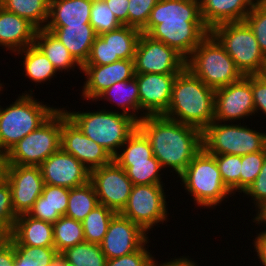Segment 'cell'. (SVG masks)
<instances>
[{
	"label": "cell",
	"instance_id": "60d3db41",
	"mask_svg": "<svg viewBox=\"0 0 266 266\" xmlns=\"http://www.w3.org/2000/svg\"><path fill=\"white\" fill-rule=\"evenodd\" d=\"M266 150L241 156L240 193H244L259 175Z\"/></svg>",
	"mask_w": 266,
	"mask_h": 266
},
{
	"label": "cell",
	"instance_id": "ac0fdd59",
	"mask_svg": "<svg viewBox=\"0 0 266 266\" xmlns=\"http://www.w3.org/2000/svg\"><path fill=\"white\" fill-rule=\"evenodd\" d=\"M45 184L72 189L90 181V171L61 148L39 165Z\"/></svg>",
	"mask_w": 266,
	"mask_h": 266
},
{
	"label": "cell",
	"instance_id": "603a6c76",
	"mask_svg": "<svg viewBox=\"0 0 266 266\" xmlns=\"http://www.w3.org/2000/svg\"><path fill=\"white\" fill-rule=\"evenodd\" d=\"M8 237L14 245L54 247L53 223L22 214L16 218Z\"/></svg>",
	"mask_w": 266,
	"mask_h": 266
},
{
	"label": "cell",
	"instance_id": "277c9868",
	"mask_svg": "<svg viewBox=\"0 0 266 266\" xmlns=\"http://www.w3.org/2000/svg\"><path fill=\"white\" fill-rule=\"evenodd\" d=\"M66 116L82 131V133L102 146L112 157H114L128 139L137 129L138 122L131 116L119 111L107 110L97 111H68L62 108Z\"/></svg>",
	"mask_w": 266,
	"mask_h": 266
},
{
	"label": "cell",
	"instance_id": "d6a6232c",
	"mask_svg": "<svg viewBox=\"0 0 266 266\" xmlns=\"http://www.w3.org/2000/svg\"><path fill=\"white\" fill-rule=\"evenodd\" d=\"M97 205L99 200L93 184L89 181L82 186L70 189L65 216L82 222Z\"/></svg>",
	"mask_w": 266,
	"mask_h": 266
},
{
	"label": "cell",
	"instance_id": "7bdbcfd3",
	"mask_svg": "<svg viewBox=\"0 0 266 266\" xmlns=\"http://www.w3.org/2000/svg\"><path fill=\"white\" fill-rule=\"evenodd\" d=\"M159 0H129L128 26L142 30L150 17L151 10Z\"/></svg>",
	"mask_w": 266,
	"mask_h": 266
},
{
	"label": "cell",
	"instance_id": "b9f144b4",
	"mask_svg": "<svg viewBox=\"0 0 266 266\" xmlns=\"http://www.w3.org/2000/svg\"><path fill=\"white\" fill-rule=\"evenodd\" d=\"M18 216L13 210L8 182L0 186V236H8Z\"/></svg>",
	"mask_w": 266,
	"mask_h": 266
},
{
	"label": "cell",
	"instance_id": "7c38bea8",
	"mask_svg": "<svg viewBox=\"0 0 266 266\" xmlns=\"http://www.w3.org/2000/svg\"><path fill=\"white\" fill-rule=\"evenodd\" d=\"M135 73L178 74L186 68V59L165 43L141 33L134 55Z\"/></svg>",
	"mask_w": 266,
	"mask_h": 266
},
{
	"label": "cell",
	"instance_id": "44dd1931",
	"mask_svg": "<svg viewBox=\"0 0 266 266\" xmlns=\"http://www.w3.org/2000/svg\"><path fill=\"white\" fill-rule=\"evenodd\" d=\"M37 28L27 19L0 9V47L15 54L33 45Z\"/></svg>",
	"mask_w": 266,
	"mask_h": 266
},
{
	"label": "cell",
	"instance_id": "8fae6325",
	"mask_svg": "<svg viewBox=\"0 0 266 266\" xmlns=\"http://www.w3.org/2000/svg\"><path fill=\"white\" fill-rule=\"evenodd\" d=\"M165 185H133L121 215L139 225L146 233L169 222ZM165 221V222H164Z\"/></svg>",
	"mask_w": 266,
	"mask_h": 266
},
{
	"label": "cell",
	"instance_id": "681fc988",
	"mask_svg": "<svg viewBox=\"0 0 266 266\" xmlns=\"http://www.w3.org/2000/svg\"><path fill=\"white\" fill-rule=\"evenodd\" d=\"M15 245L8 236H0V266H14Z\"/></svg>",
	"mask_w": 266,
	"mask_h": 266
},
{
	"label": "cell",
	"instance_id": "bcb514c9",
	"mask_svg": "<svg viewBox=\"0 0 266 266\" xmlns=\"http://www.w3.org/2000/svg\"><path fill=\"white\" fill-rule=\"evenodd\" d=\"M243 194V197L247 195V198H251V203L255 205L252 206L255 208L266 202V156L259 175Z\"/></svg>",
	"mask_w": 266,
	"mask_h": 266
},
{
	"label": "cell",
	"instance_id": "ee69618b",
	"mask_svg": "<svg viewBox=\"0 0 266 266\" xmlns=\"http://www.w3.org/2000/svg\"><path fill=\"white\" fill-rule=\"evenodd\" d=\"M150 239L137 251L113 258L107 259L105 266H154L155 256L148 249Z\"/></svg>",
	"mask_w": 266,
	"mask_h": 266
},
{
	"label": "cell",
	"instance_id": "7dc6e473",
	"mask_svg": "<svg viewBox=\"0 0 266 266\" xmlns=\"http://www.w3.org/2000/svg\"><path fill=\"white\" fill-rule=\"evenodd\" d=\"M111 64V50L109 44L100 36L94 40L89 57L84 65H107Z\"/></svg>",
	"mask_w": 266,
	"mask_h": 266
},
{
	"label": "cell",
	"instance_id": "f5cc1de1",
	"mask_svg": "<svg viewBox=\"0 0 266 266\" xmlns=\"http://www.w3.org/2000/svg\"><path fill=\"white\" fill-rule=\"evenodd\" d=\"M157 262L156 257L154 261V266H199L198 262L193 260V258L186 256H178L177 258L166 260L165 262Z\"/></svg>",
	"mask_w": 266,
	"mask_h": 266
},
{
	"label": "cell",
	"instance_id": "f546056e",
	"mask_svg": "<svg viewBox=\"0 0 266 266\" xmlns=\"http://www.w3.org/2000/svg\"><path fill=\"white\" fill-rule=\"evenodd\" d=\"M141 30L127 25L105 32L99 36L109 44L111 50V63L120 59H134L136 46Z\"/></svg>",
	"mask_w": 266,
	"mask_h": 266
},
{
	"label": "cell",
	"instance_id": "4316f807",
	"mask_svg": "<svg viewBox=\"0 0 266 266\" xmlns=\"http://www.w3.org/2000/svg\"><path fill=\"white\" fill-rule=\"evenodd\" d=\"M100 100L108 101L111 105L115 103L113 106H118L121 113L140 121L139 86L135 77L111 85L94 100L95 104Z\"/></svg>",
	"mask_w": 266,
	"mask_h": 266
},
{
	"label": "cell",
	"instance_id": "f35d334b",
	"mask_svg": "<svg viewBox=\"0 0 266 266\" xmlns=\"http://www.w3.org/2000/svg\"><path fill=\"white\" fill-rule=\"evenodd\" d=\"M90 24L98 36L122 26L104 0L92 1Z\"/></svg>",
	"mask_w": 266,
	"mask_h": 266
},
{
	"label": "cell",
	"instance_id": "11a10c76",
	"mask_svg": "<svg viewBox=\"0 0 266 266\" xmlns=\"http://www.w3.org/2000/svg\"><path fill=\"white\" fill-rule=\"evenodd\" d=\"M255 214H253L254 218L251 220L255 223L254 225L262 226L264 227L263 231H266V202L261 203L259 206L255 208Z\"/></svg>",
	"mask_w": 266,
	"mask_h": 266
},
{
	"label": "cell",
	"instance_id": "6f0895ef",
	"mask_svg": "<svg viewBox=\"0 0 266 266\" xmlns=\"http://www.w3.org/2000/svg\"><path fill=\"white\" fill-rule=\"evenodd\" d=\"M50 266H74V265L67 262L66 258L61 253H58Z\"/></svg>",
	"mask_w": 266,
	"mask_h": 266
},
{
	"label": "cell",
	"instance_id": "816d5d0a",
	"mask_svg": "<svg viewBox=\"0 0 266 266\" xmlns=\"http://www.w3.org/2000/svg\"><path fill=\"white\" fill-rule=\"evenodd\" d=\"M255 238H253L254 242L252 244L254 245V251L257 255L258 261L261 266H266V231H259V233L256 232Z\"/></svg>",
	"mask_w": 266,
	"mask_h": 266
},
{
	"label": "cell",
	"instance_id": "3957f363",
	"mask_svg": "<svg viewBox=\"0 0 266 266\" xmlns=\"http://www.w3.org/2000/svg\"><path fill=\"white\" fill-rule=\"evenodd\" d=\"M165 117L203 131L214 121L215 90L187 68L178 73Z\"/></svg>",
	"mask_w": 266,
	"mask_h": 266
},
{
	"label": "cell",
	"instance_id": "8d00e7d4",
	"mask_svg": "<svg viewBox=\"0 0 266 266\" xmlns=\"http://www.w3.org/2000/svg\"><path fill=\"white\" fill-rule=\"evenodd\" d=\"M74 266H105L106 256L100 244L83 242L61 253Z\"/></svg>",
	"mask_w": 266,
	"mask_h": 266
},
{
	"label": "cell",
	"instance_id": "30bf717a",
	"mask_svg": "<svg viewBox=\"0 0 266 266\" xmlns=\"http://www.w3.org/2000/svg\"><path fill=\"white\" fill-rule=\"evenodd\" d=\"M62 108L38 129L20 140L7 154L10 165L39 166L61 148Z\"/></svg>",
	"mask_w": 266,
	"mask_h": 266
},
{
	"label": "cell",
	"instance_id": "680465c9",
	"mask_svg": "<svg viewBox=\"0 0 266 266\" xmlns=\"http://www.w3.org/2000/svg\"><path fill=\"white\" fill-rule=\"evenodd\" d=\"M260 75L266 80V67L262 70Z\"/></svg>",
	"mask_w": 266,
	"mask_h": 266
},
{
	"label": "cell",
	"instance_id": "7a4b0ae2",
	"mask_svg": "<svg viewBox=\"0 0 266 266\" xmlns=\"http://www.w3.org/2000/svg\"><path fill=\"white\" fill-rule=\"evenodd\" d=\"M138 128L149 139L153 156L162 168L178 176L202 149V131L164 115L145 116Z\"/></svg>",
	"mask_w": 266,
	"mask_h": 266
},
{
	"label": "cell",
	"instance_id": "e575fe53",
	"mask_svg": "<svg viewBox=\"0 0 266 266\" xmlns=\"http://www.w3.org/2000/svg\"><path fill=\"white\" fill-rule=\"evenodd\" d=\"M115 214L103 204L97 205L82 221L85 242L100 244Z\"/></svg>",
	"mask_w": 266,
	"mask_h": 266
},
{
	"label": "cell",
	"instance_id": "ffe728a7",
	"mask_svg": "<svg viewBox=\"0 0 266 266\" xmlns=\"http://www.w3.org/2000/svg\"><path fill=\"white\" fill-rule=\"evenodd\" d=\"M85 75L81 97L83 100H94L116 82L130 80L135 76L133 59H120L107 65H83Z\"/></svg>",
	"mask_w": 266,
	"mask_h": 266
},
{
	"label": "cell",
	"instance_id": "52a82bcc",
	"mask_svg": "<svg viewBox=\"0 0 266 266\" xmlns=\"http://www.w3.org/2000/svg\"><path fill=\"white\" fill-rule=\"evenodd\" d=\"M186 68L214 90L244 77L234 60L210 33L186 59Z\"/></svg>",
	"mask_w": 266,
	"mask_h": 266
},
{
	"label": "cell",
	"instance_id": "cb8c5ba5",
	"mask_svg": "<svg viewBox=\"0 0 266 266\" xmlns=\"http://www.w3.org/2000/svg\"><path fill=\"white\" fill-rule=\"evenodd\" d=\"M45 29L62 42L81 66L87 61L91 46L98 36L91 24L45 27Z\"/></svg>",
	"mask_w": 266,
	"mask_h": 266
},
{
	"label": "cell",
	"instance_id": "c3c4849f",
	"mask_svg": "<svg viewBox=\"0 0 266 266\" xmlns=\"http://www.w3.org/2000/svg\"><path fill=\"white\" fill-rule=\"evenodd\" d=\"M252 92L255 115L266 118V80L260 74L252 75Z\"/></svg>",
	"mask_w": 266,
	"mask_h": 266
},
{
	"label": "cell",
	"instance_id": "d4e9b609",
	"mask_svg": "<svg viewBox=\"0 0 266 266\" xmlns=\"http://www.w3.org/2000/svg\"><path fill=\"white\" fill-rule=\"evenodd\" d=\"M92 0H50L46 27L90 24Z\"/></svg>",
	"mask_w": 266,
	"mask_h": 266
},
{
	"label": "cell",
	"instance_id": "ba28073f",
	"mask_svg": "<svg viewBox=\"0 0 266 266\" xmlns=\"http://www.w3.org/2000/svg\"><path fill=\"white\" fill-rule=\"evenodd\" d=\"M252 125L213 121L202 131V148L212 155L237 156L266 150V133Z\"/></svg>",
	"mask_w": 266,
	"mask_h": 266
},
{
	"label": "cell",
	"instance_id": "e0dca14e",
	"mask_svg": "<svg viewBox=\"0 0 266 266\" xmlns=\"http://www.w3.org/2000/svg\"><path fill=\"white\" fill-rule=\"evenodd\" d=\"M7 182L15 214H28L45 185L39 166L10 165Z\"/></svg>",
	"mask_w": 266,
	"mask_h": 266
},
{
	"label": "cell",
	"instance_id": "8992f818",
	"mask_svg": "<svg viewBox=\"0 0 266 266\" xmlns=\"http://www.w3.org/2000/svg\"><path fill=\"white\" fill-rule=\"evenodd\" d=\"M178 177L186 194L192 196L194 205L200 208L216 210L229 196L234 197L222 181L215 156L203 148Z\"/></svg>",
	"mask_w": 266,
	"mask_h": 266
},
{
	"label": "cell",
	"instance_id": "f1b7e54d",
	"mask_svg": "<svg viewBox=\"0 0 266 266\" xmlns=\"http://www.w3.org/2000/svg\"><path fill=\"white\" fill-rule=\"evenodd\" d=\"M15 56H22L23 61L21 65L23 66V72L25 76L34 82L35 85L45 84L47 81L56 77L58 71L54 65L48 60L45 54L35 45H30L25 49L18 51L14 54Z\"/></svg>",
	"mask_w": 266,
	"mask_h": 266
},
{
	"label": "cell",
	"instance_id": "83f0119b",
	"mask_svg": "<svg viewBox=\"0 0 266 266\" xmlns=\"http://www.w3.org/2000/svg\"><path fill=\"white\" fill-rule=\"evenodd\" d=\"M34 44L45 54L58 73L66 71L69 73L70 70L74 72L75 68H79V72H82V66L73 58L68 49L45 28L37 29Z\"/></svg>",
	"mask_w": 266,
	"mask_h": 266
},
{
	"label": "cell",
	"instance_id": "5bb4252c",
	"mask_svg": "<svg viewBox=\"0 0 266 266\" xmlns=\"http://www.w3.org/2000/svg\"><path fill=\"white\" fill-rule=\"evenodd\" d=\"M99 204L120 213L127 204L133 184L126 171L114 160L102 167L90 171Z\"/></svg>",
	"mask_w": 266,
	"mask_h": 266
},
{
	"label": "cell",
	"instance_id": "9c48e42d",
	"mask_svg": "<svg viewBox=\"0 0 266 266\" xmlns=\"http://www.w3.org/2000/svg\"><path fill=\"white\" fill-rule=\"evenodd\" d=\"M209 33L230 55L244 76L260 74L266 67V57L245 21L219 24Z\"/></svg>",
	"mask_w": 266,
	"mask_h": 266
},
{
	"label": "cell",
	"instance_id": "ab89813d",
	"mask_svg": "<svg viewBox=\"0 0 266 266\" xmlns=\"http://www.w3.org/2000/svg\"><path fill=\"white\" fill-rule=\"evenodd\" d=\"M244 21L252 30L261 52L266 57V0H257Z\"/></svg>",
	"mask_w": 266,
	"mask_h": 266
},
{
	"label": "cell",
	"instance_id": "74e56055",
	"mask_svg": "<svg viewBox=\"0 0 266 266\" xmlns=\"http://www.w3.org/2000/svg\"><path fill=\"white\" fill-rule=\"evenodd\" d=\"M222 181L233 193L240 194L241 156L233 154L214 155Z\"/></svg>",
	"mask_w": 266,
	"mask_h": 266
},
{
	"label": "cell",
	"instance_id": "2e32d148",
	"mask_svg": "<svg viewBox=\"0 0 266 266\" xmlns=\"http://www.w3.org/2000/svg\"><path fill=\"white\" fill-rule=\"evenodd\" d=\"M147 234L139 225L116 213L100 246L106 259L121 257L139 250L149 240Z\"/></svg>",
	"mask_w": 266,
	"mask_h": 266
},
{
	"label": "cell",
	"instance_id": "5b68a950",
	"mask_svg": "<svg viewBox=\"0 0 266 266\" xmlns=\"http://www.w3.org/2000/svg\"><path fill=\"white\" fill-rule=\"evenodd\" d=\"M28 91L19 94L18 98L5 108L0 105V151L8 153L59 109L38 101L34 89Z\"/></svg>",
	"mask_w": 266,
	"mask_h": 266
},
{
	"label": "cell",
	"instance_id": "9f6ffc18",
	"mask_svg": "<svg viewBox=\"0 0 266 266\" xmlns=\"http://www.w3.org/2000/svg\"><path fill=\"white\" fill-rule=\"evenodd\" d=\"M14 266H39L37 261L34 259L28 258L23 255L16 247H15V264Z\"/></svg>",
	"mask_w": 266,
	"mask_h": 266
},
{
	"label": "cell",
	"instance_id": "7402d4cb",
	"mask_svg": "<svg viewBox=\"0 0 266 266\" xmlns=\"http://www.w3.org/2000/svg\"><path fill=\"white\" fill-rule=\"evenodd\" d=\"M201 18L210 31L229 22L244 21L257 0H199Z\"/></svg>",
	"mask_w": 266,
	"mask_h": 266
},
{
	"label": "cell",
	"instance_id": "f6af8a7d",
	"mask_svg": "<svg viewBox=\"0 0 266 266\" xmlns=\"http://www.w3.org/2000/svg\"><path fill=\"white\" fill-rule=\"evenodd\" d=\"M15 247L28 258L37 261L39 266H50L58 252L55 247H31L28 245H15Z\"/></svg>",
	"mask_w": 266,
	"mask_h": 266
},
{
	"label": "cell",
	"instance_id": "4fadbf2b",
	"mask_svg": "<svg viewBox=\"0 0 266 266\" xmlns=\"http://www.w3.org/2000/svg\"><path fill=\"white\" fill-rule=\"evenodd\" d=\"M255 116L252 92V75L215 90L214 121L243 123L245 119Z\"/></svg>",
	"mask_w": 266,
	"mask_h": 266
},
{
	"label": "cell",
	"instance_id": "f907efd6",
	"mask_svg": "<svg viewBox=\"0 0 266 266\" xmlns=\"http://www.w3.org/2000/svg\"><path fill=\"white\" fill-rule=\"evenodd\" d=\"M122 25L128 26L129 0H104Z\"/></svg>",
	"mask_w": 266,
	"mask_h": 266
},
{
	"label": "cell",
	"instance_id": "9a60e30c",
	"mask_svg": "<svg viewBox=\"0 0 266 266\" xmlns=\"http://www.w3.org/2000/svg\"><path fill=\"white\" fill-rule=\"evenodd\" d=\"M61 149L73 155L89 171L107 165L113 157L100 145L85 136L62 109Z\"/></svg>",
	"mask_w": 266,
	"mask_h": 266
},
{
	"label": "cell",
	"instance_id": "484cf974",
	"mask_svg": "<svg viewBox=\"0 0 266 266\" xmlns=\"http://www.w3.org/2000/svg\"><path fill=\"white\" fill-rule=\"evenodd\" d=\"M70 189L45 184L42 194L28 215L32 218L55 223L66 214Z\"/></svg>",
	"mask_w": 266,
	"mask_h": 266
},
{
	"label": "cell",
	"instance_id": "db71d44e",
	"mask_svg": "<svg viewBox=\"0 0 266 266\" xmlns=\"http://www.w3.org/2000/svg\"><path fill=\"white\" fill-rule=\"evenodd\" d=\"M9 166L8 154L0 151V186L7 182Z\"/></svg>",
	"mask_w": 266,
	"mask_h": 266
},
{
	"label": "cell",
	"instance_id": "6da1fadb",
	"mask_svg": "<svg viewBox=\"0 0 266 266\" xmlns=\"http://www.w3.org/2000/svg\"><path fill=\"white\" fill-rule=\"evenodd\" d=\"M141 32L175 49L185 59L209 34L199 0H159Z\"/></svg>",
	"mask_w": 266,
	"mask_h": 266
},
{
	"label": "cell",
	"instance_id": "94428289",
	"mask_svg": "<svg viewBox=\"0 0 266 266\" xmlns=\"http://www.w3.org/2000/svg\"><path fill=\"white\" fill-rule=\"evenodd\" d=\"M5 0H0V9H4Z\"/></svg>",
	"mask_w": 266,
	"mask_h": 266
},
{
	"label": "cell",
	"instance_id": "4dcf8cb0",
	"mask_svg": "<svg viewBox=\"0 0 266 266\" xmlns=\"http://www.w3.org/2000/svg\"><path fill=\"white\" fill-rule=\"evenodd\" d=\"M153 156L149 139L137 127L120 148L113 160L123 169L132 162L148 161Z\"/></svg>",
	"mask_w": 266,
	"mask_h": 266
},
{
	"label": "cell",
	"instance_id": "836d02e7",
	"mask_svg": "<svg viewBox=\"0 0 266 266\" xmlns=\"http://www.w3.org/2000/svg\"><path fill=\"white\" fill-rule=\"evenodd\" d=\"M54 247L58 253L85 242L82 222L61 216L53 223Z\"/></svg>",
	"mask_w": 266,
	"mask_h": 266
},
{
	"label": "cell",
	"instance_id": "d6986e66",
	"mask_svg": "<svg viewBox=\"0 0 266 266\" xmlns=\"http://www.w3.org/2000/svg\"><path fill=\"white\" fill-rule=\"evenodd\" d=\"M177 74L135 73L139 86L140 120L149 115H163L170 104Z\"/></svg>",
	"mask_w": 266,
	"mask_h": 266
},
{
	"label": "cell",
	"instance_id": "d590c367",
	"mask_svg": "<svg viewBox=\"0 0 266 266\" xmlns=\"http://www.w3.org/2000/svg\"><path fill=\"white\" fill-rule=\"evenodd\" d=\"M124 170L133 185H165L162 180L164 173H161L165 171L154 156L148 161L132 162Z\"/></svg>",
	"mask_w": 266,
	"mask_h": 266
},
{
	"label": "cell",
	"instance_id": "91938a15",
	"mask_svg": "<svg viewBox=\"0 0 266 266\" xmlns=\"http://www.w3.org/2000/svg\"><path fill=\"white\" fill-rule=\"evenodd\" d=\"M3 84H4V83L1 82V80H0V95L3 94V93L1 92V91L4 90L3 88H4L5 85H3Z\"/></svg>",
	"mask_w": 266,
	"mask_h": 266
},
{
	"label": "cell",
	"instance_id": "1f68e13d",
	"mask_svg": "<svg viewBox=\"0 0 266 266\" xmlns=\"http://www.w3.org/2000/svg\"><path fill=\"white\" fill-rule=\"evenodd\" d=\"M50 0H5L4 9L27 19L37 29L46 27Z\"/></svg>",
	"mask_w": 266,
	"mask_h": 266
}]
</instances>
